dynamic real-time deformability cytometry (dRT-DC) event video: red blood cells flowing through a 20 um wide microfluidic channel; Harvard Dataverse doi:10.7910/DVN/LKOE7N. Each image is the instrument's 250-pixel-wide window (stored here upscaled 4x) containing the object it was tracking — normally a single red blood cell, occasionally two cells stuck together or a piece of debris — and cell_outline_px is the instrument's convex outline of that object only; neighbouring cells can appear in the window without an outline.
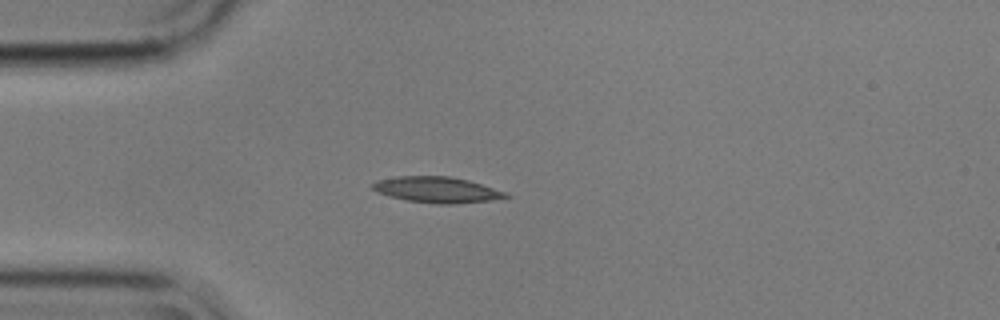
{"species": "common noctule bat (a hibernating species)", "species_latin": "Nyctalus noctula", "temperature_condition": "cold", "stored_images_in_passage": 5, "camera_frame_rate_fps": 3000, "um_per_image_px": 0.085, "animal": {"sex": "male", "body_mass_g": 17.9}, "frame": {"image": 1, "passage_image": 4, "time_ms": 1.0, "image_size_px": [1000, 320], "cell_outline_px": [[512, 196], [488, 200], [452, 204], [440, 204], [408, 200], [376, 192], [372, 188], [372, 184], [376, 180], [396, 176], [448, 176], [468, 180], [504, 192]], "centroid_in_image_um": [37.08, 16.11], "position_along_channel_um": 47.9, "area_um2": 19.65}}